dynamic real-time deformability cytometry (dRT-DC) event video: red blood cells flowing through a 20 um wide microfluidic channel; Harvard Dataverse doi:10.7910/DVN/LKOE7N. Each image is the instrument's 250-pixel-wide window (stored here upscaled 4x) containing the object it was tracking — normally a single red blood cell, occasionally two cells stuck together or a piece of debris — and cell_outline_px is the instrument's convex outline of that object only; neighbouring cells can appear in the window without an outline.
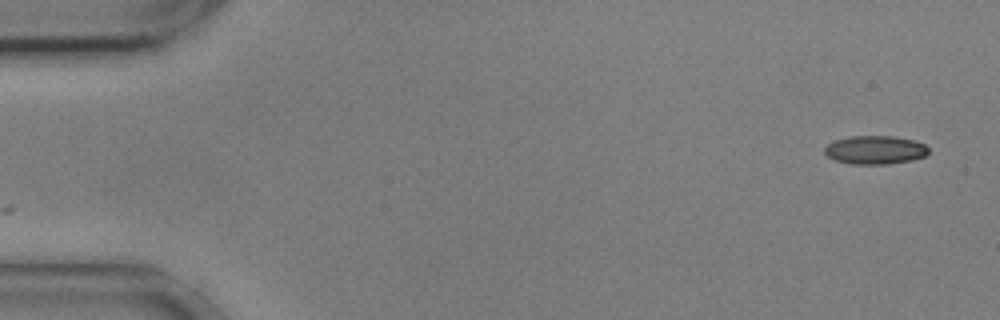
{"species": "common noctule bat (a hibernating species)", "species_latin": "Nyctalus noctula", "temperature_condition": "cold", "stored_images_in_passage": 54, "camera_frame_rate_fps": 3000, "um_per_image_px": 0.085, "animal": {"sex": "male", "body_mass_g": 17.9, "forearm_length_mm": 54.2}, "frame": {"image": 1, "passage_image": 1, "time_ms": 0.0, "image_size_px": [1000, 320], "cell_outline_px": [[928, 152], [924, 156], [912, 160], [888, 164], [852, 164], [836, 160], [828, 156], [824, 152], [824, 148], [828, 144], [836, 140], [852, 136], [892, 136], [912, 140], [924, 144], [928, 148]], "centroid_in_image_um": [74.38, 12.75], "position_along_channel_um": 10.6, "area_um2": 17.05}}
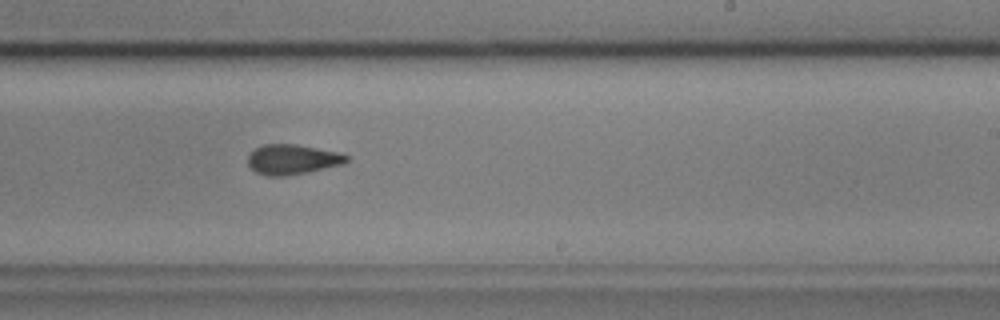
{"frame": {"image": 2, "passage_image": 32, "time_ms": 10.333, "image_size_px": [1000, 320], "cell_outline_px": [[348, 160], [344, 164], [308, 172], [284, 176], [268, 176], [256, 172], [248, 164], [248, 156], [256, 148], [264, 144], [296, 144], [340, 152], [348, 156]], "centroid_in_image_um": [24.88, 13.55], "position_along_channel_um": 264.1, "area_um2": 17.22}}
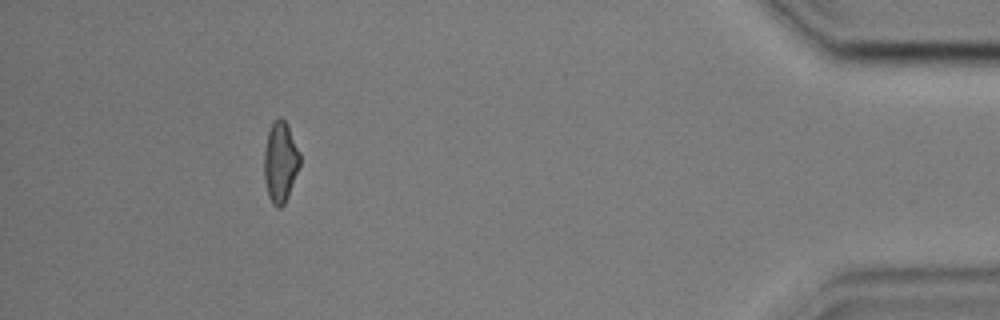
{"frame": {"image": 3, "passage_image": 49, "time_ms": 16.0, "image_size_px": [1000, 320], "cell_outline_px": [[300, 164], [288, 196], [284, 204], [280, 208], [276, 208], [272, 204], [268, 196], [264, 180], [264, 152], [268, 132], [272, 120], [276, 116], [280, 116], [288, 124], [300, 152]], "centroid_in_image_um": [23.82, 13.74], "position_along_channel_um": 411.4, "area_um2": 17.11}, "authors_computed_cell_mechanics": {"area_um2": 17.34, "velocity_mm_per_s": 3.6111, "shape_relaxation_time_tau1_ms": 11.0497, "shape_relaxation_time_tau2_ms": 1.8485, "deformation_change_tau1": 0.2207, "deformation_change_tau2": 0.0937}}